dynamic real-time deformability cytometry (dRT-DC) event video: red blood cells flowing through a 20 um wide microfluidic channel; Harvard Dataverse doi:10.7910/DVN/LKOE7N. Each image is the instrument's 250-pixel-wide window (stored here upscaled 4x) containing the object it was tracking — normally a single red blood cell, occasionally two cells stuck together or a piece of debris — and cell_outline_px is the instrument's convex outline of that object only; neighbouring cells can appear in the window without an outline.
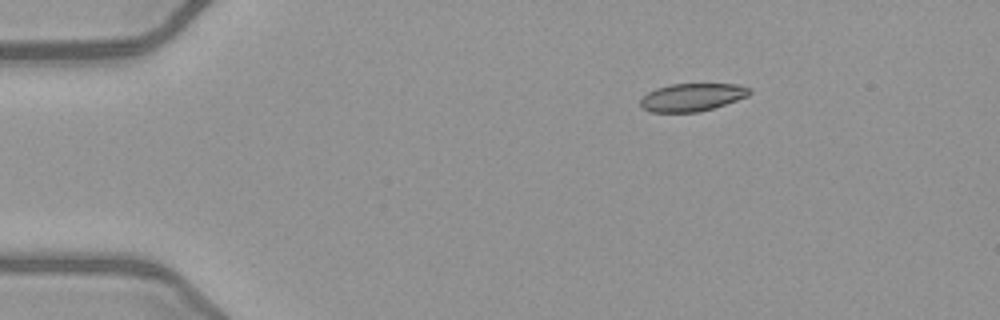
{"species": "common noctule bat (a hibernating species)", "species_latin": "Nyctalus noctula", "temperature_condition": "warm", "stored_images_in_passage": 44, "camera_frame_rate_fps": 3000, "um_per_image_px": 0.085, "animal": {"sex": "female", "body_mass_g": 21.9}, "frame": {"image": 1, "passage_image": 1, "time_ms": 0.0, "image_size_px": [1000, 320], "cell_outline_px": [[752, 92], [748, 96], [700, 112], [652, 112], [640, 108], [640, 100], [648, 92], [656, 88], [672, 84], [736, 84], [752, 88]], "centroid_in_image_um": [58.82, 8.26], "position_along_channel_um": 26.2, "area_um2": 17.69}}
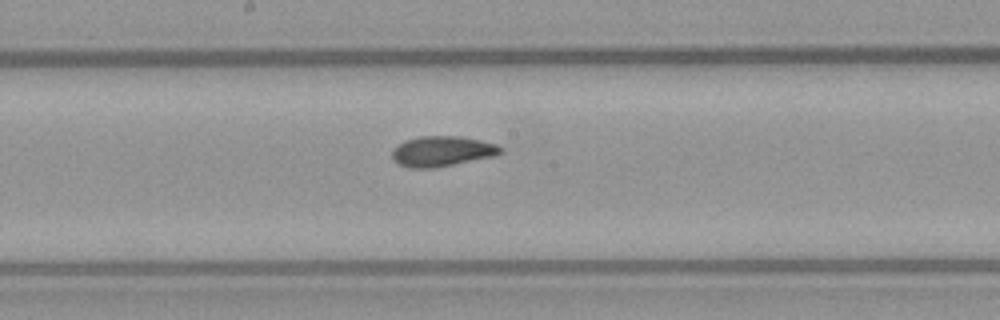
{"frame": {"image": 2, "passage_image": 20, "time_ms": 6.333, "image_size_px": [1000, 320], "cell_outline_px": [[504, 152], [496, 156], [436, 168], [408, 168], [396, 164], [392, 160], [392, 148], [404, 140], [420, 136], [460, 136], [480, 140], [496, 144], [504, 148]], "centroid_in_image_um": [37.57, 12.87], "position_along_channel_um": 210.6, "area_um2": 19.65}}
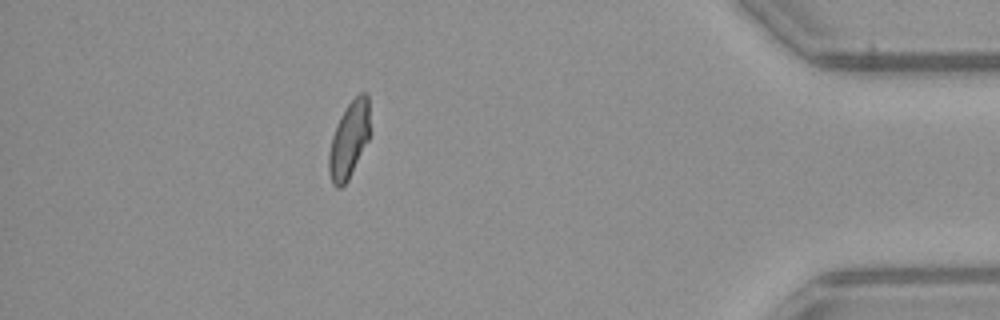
{"frame": {"image": 3, "passage_image": 38, "time_ms": 12.333, "image_size_px": [1000, 320], "cell_outline_px": [[368, 140], [348, 180], [340, 188], [336, 188], [332, 184], [328, 172], [328, 152], [332, 136], [340, 116], [348, 104], [360, 92], [368, 92]], "centroid_in_image_um": [29.63, 11.91], "position_along_channel_um": 405.6, "area_um2": 18.09}, "authors_computed_cell_mechanics": {"area_um2": 18.8428, "velocity_mm_per_s": 4.0541, "shape_relaxation_time_tau1_ms": null, "shape_relaxation_time_tau2_ms": 2.4255, "deformation_change_tau1": null, "deformation_change_tau2": 0.0702}}